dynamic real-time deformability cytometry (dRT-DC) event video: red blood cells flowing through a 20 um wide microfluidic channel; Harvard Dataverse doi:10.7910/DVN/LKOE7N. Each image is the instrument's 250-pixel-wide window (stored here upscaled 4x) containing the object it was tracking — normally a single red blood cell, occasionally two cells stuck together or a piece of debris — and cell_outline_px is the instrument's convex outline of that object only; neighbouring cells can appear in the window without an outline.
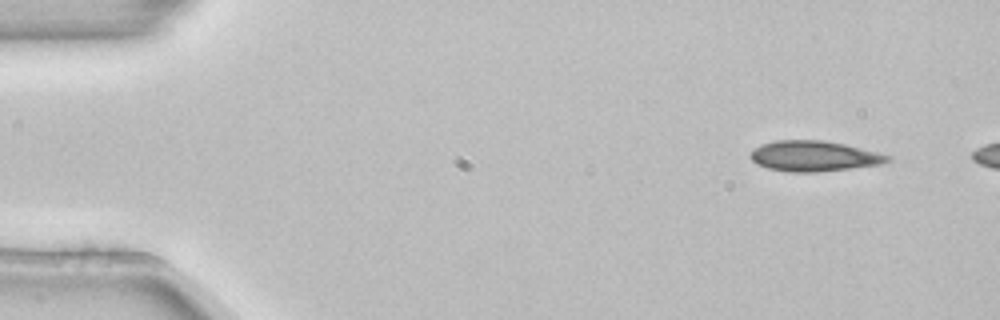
{"species": "common noctule bat (a hibernating species)", "species_latin": "Nyctalus noctula", "temperature_condition": "room temperature", "stored_images_in_passage": 3, "camera_frame_rate_fps": 3000, "um_per_image_px": 0.085, "animal": {"sex": "female", "body_mass_g": 22.7, "forearm_length_mm": 54.2}, "frame": {"image": 1, "passage_image": 1, "time_ms": 0.0, "image_size_px": [1000, 320], "cell_outline_px": [[892, 160], [884, 164], [816, 172], [788, 172], [768, 168], [756, 164], [748, 156], [752, 148], [760, 144], [776, 140], [824, 140], [844, 144], [880, 152], [892, 156]], "centroid_in_image_um": [69.19, 13.26], "position_along_channel_um": 15.8, "area_um2": 24.74}}